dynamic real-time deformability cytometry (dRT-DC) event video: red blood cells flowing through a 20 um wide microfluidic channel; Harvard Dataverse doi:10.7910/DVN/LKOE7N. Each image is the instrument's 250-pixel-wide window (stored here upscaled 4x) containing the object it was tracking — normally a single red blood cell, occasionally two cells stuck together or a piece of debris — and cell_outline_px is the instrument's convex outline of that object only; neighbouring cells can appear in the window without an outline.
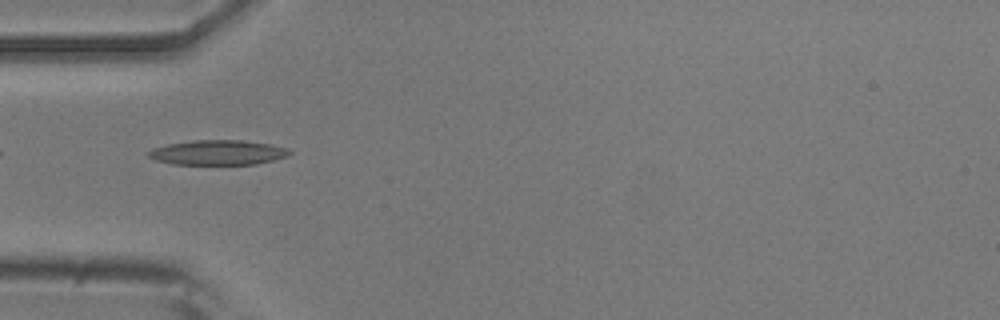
{"species": "common noctule bat (a hibernating species)", "species_latin": "Nyctalus noctula", "temperature_condition": "room temperature", "stored_images_in_passage": 38, "camera_frame_rate_fps": 3000, "um_per_image_px": 0.085, "animal": {"sex": "male", "body_mass_g": 20.5, "forearm_length_mm": 52.5}, "frame": {"image": 1, "passage_image": 1, "time_ms": 0.0, "image_size_px": [1000, 320], "cell_outline_px": [[292, 152], [288, 156], [256, 164], [172, 164], [156, 160], [148, 156], [144, 152], [152, 148], [168, 144], [192, 140], [244, 140], [272, 144], [288, 148]], "centroid_in_image_um": [18.51, 12.95], "position_along_channel_um": 66.5, "area_um2": 20.58}}
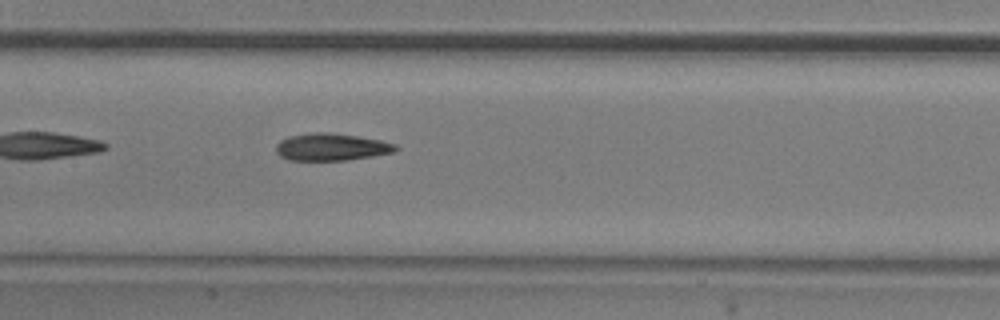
{"frame": {"image": 2, "passage_image": 10, "time_ms": 3.0, "image_size_px": [1000, 320], "cell_outline_px": [[400, 148], [396, 152], [372, 156], [344, 160], [288, 160], [280, 156], [276, 152], [276, 144], [280, 140], [288, 136], [312, 132], [332, 132], [380, 140], [396, 144]], "centroid_in_image_um": [28.16, 12.49], "position_along_channel_um": 179.2, "area_um2": 19.13}}
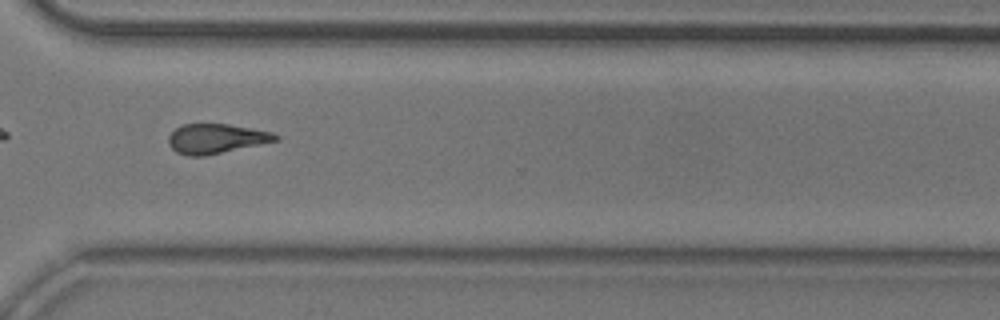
{"frame": {"image": 3, "passage_image": 24, "time_ms": 7.667, "image_size_px": [1000, 320], "cell_outline_px": [[280, 140], [204, 156], [188, 156], [176, 152], [168, 144], [168, 136], [176, 128], [184, 124], [228, 124], [272, 132], [280, 136]], "centroid_in_image_um": [18.37, 11.79], "position_along_channel_um": 352.2, "area_um2": 18.44}, "authors_computed_cell_mechanics": {"area_um2": 18.6983, "velocity_mm_per_s": 3.7208, "shape_relaxation_time_tau1_ms": 5.6251, "shape_relaxation_time_tau2_ms": 3.5005, "deformation_change_tau1": 0.1629, "deformation_change_tau2": 0.121}}